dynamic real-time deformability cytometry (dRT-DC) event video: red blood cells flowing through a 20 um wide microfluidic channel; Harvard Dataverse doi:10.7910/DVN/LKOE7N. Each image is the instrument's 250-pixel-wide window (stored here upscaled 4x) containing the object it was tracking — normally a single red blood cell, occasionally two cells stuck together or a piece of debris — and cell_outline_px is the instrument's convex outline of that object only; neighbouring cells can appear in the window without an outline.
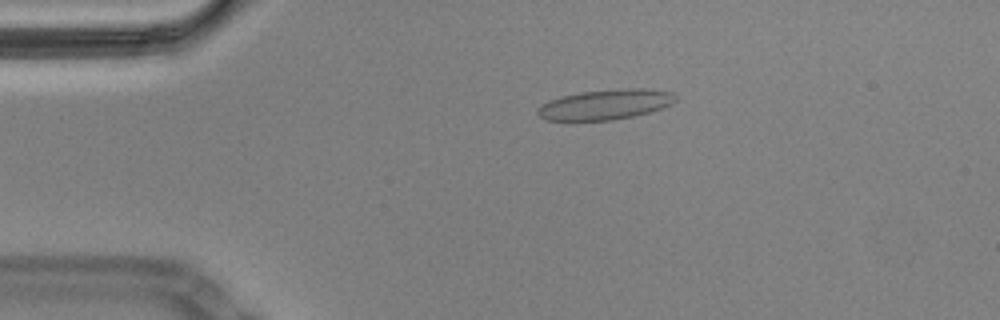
{"species": "Egyptian fruit bat (a non-hibernating species)", "species_latin": "Rousettus aegyptiacus", "temperature_condition": "cold", "stored_images_in_passage": 57, "camera_frame_rate_fps": 3000, "um_per_image_px": 0.085, "animal": {"sex": "male"}, "frame": {"image": 1, "passage_image": 11, "time_ms": 3.333, "image_size_px": [1000, 320], "cell_outline_px": [[676, 100], [672, 104], [648, 112], [632, 116], [612, 120], [544, 120], [536, 112], [540, 104], [548, 100], [560, 96], [580, 92], [624, 88], [640, 88], [672, 92], [676, 96]], "centroid_in_image_um": [51.41, 8.87], "position_along_channel_um": 33.6, "area_um2": 24.16}}
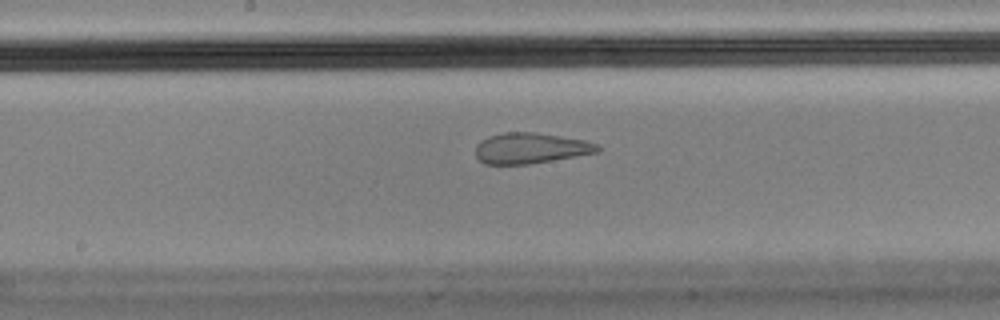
{"frame": {"image": 2, "passage_image": 29, "time_ms": 9.333, "image_size_px": [1000, 320], "cell_outline_px": [[600, 152], [528, 164], [484, 164], [476, 156], [476, 144], [480, 140], [488, 136], [504, 132], [536, 132], [584, 140], [600, 144]], "centroid_in_image_um": [45.1, 12.59], "position_along_channel_um": 203.1, "area_um2": 21.91}}
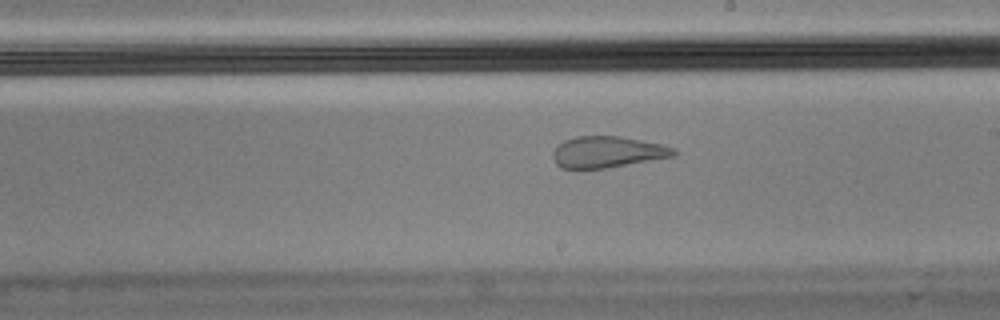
{"frame": {"image": 3, "passage_image": 32, "time_ms": 10.333, "image_size_px": [1000, 320], "cell_outline_px": [[676, 156], [604, 168], [560, 168], [556, 164], [552, 156], [552, 152], [564, 140], [576, 136], [620, 136], [660, 144], [676, 148]], "centroid_in_image_um": [51.63, 12.91], "position_along_channel_um": 237.4, "area_um2": 21.91}, "authors_computed_cell_mechanics": {"area_um2": 24.1026, "velocity_mm_per_s": 3.4451, "shape_relaxation_time_tau1_ms": null, "shape_relaxation_time_tau2_ms": 0.9837, "deformation_change_tau1": null, "deformation_change_tau2": 0.0948}}